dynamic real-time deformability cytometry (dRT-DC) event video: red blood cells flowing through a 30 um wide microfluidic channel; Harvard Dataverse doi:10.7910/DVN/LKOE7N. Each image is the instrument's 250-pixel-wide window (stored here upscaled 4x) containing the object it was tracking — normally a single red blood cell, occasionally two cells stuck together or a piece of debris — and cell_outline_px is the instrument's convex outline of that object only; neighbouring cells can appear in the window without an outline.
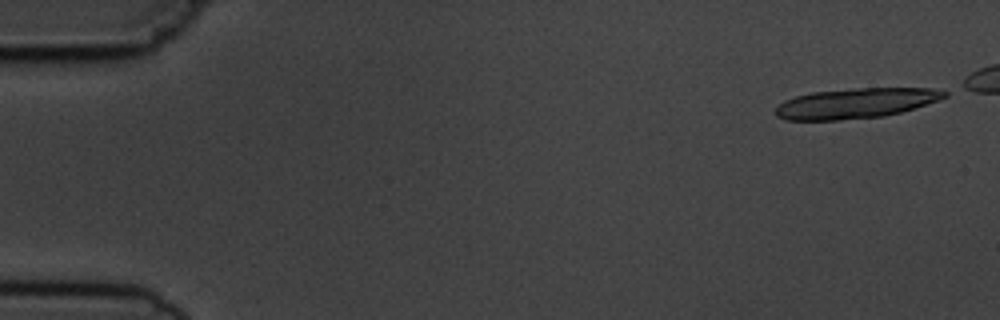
{"species": "common noctule bat (a hibernating species)", "species_latin": "Nyctalus noctula", "temperature_condition": "cold", "stored_images_in_passage": 7, "segment_of_instrument_passage": [1, 2], "camera_frame_rate_fps": 3000, "um_per_image_px": 0.085, "animal": {"sex": "male", "body_mass_g": 19.5, "forearm_length_mm": 54.6}, "frame": {"image": 1, "passage_image": 1, "time_ms": 0.0, "image_size_px": [1000, 320], "cell_outline_px": [[948, 96], [900, 112], [884, 116], [840, 120], [784, 120], [776, 116], [776, 108], [784, 100], [796, 96], [812, 92], [856, 88], [932, 88], [948, 92]], "centroid_in_image_um": [72.69, 8.78], "position_along_channel_um": 12.3, "area_um2": 29.42}}
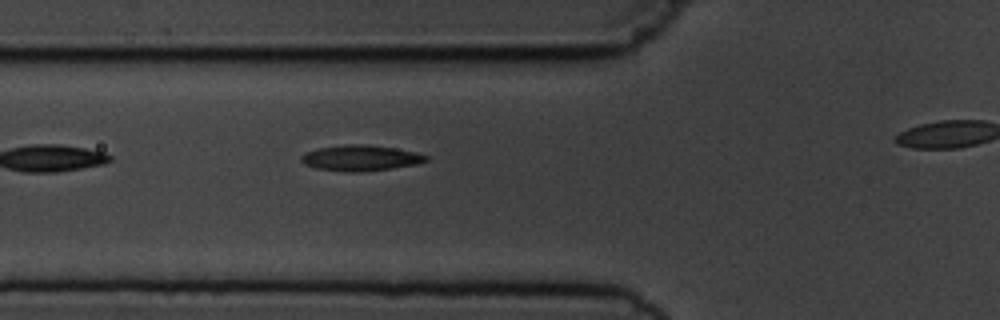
{"frame": {"image": 2, "passage_image": 6, "time_ms": 6.0, "image_size_px": [1000, 320], "cell_outline_px": [[428, 160], [416, 164], [392, 168], [360, 172], [348, 172], [316, 168], [304, 164], [300, 160], [300, 156], [304, 152], [316, 148], [344, 144], [368, 144], [396, 148], [416, 152], [428, 156]], "centroid_in_image_um": [30.61, 13.41], "position_along_channel_um": 95.2, "area_um2": 18.9}}